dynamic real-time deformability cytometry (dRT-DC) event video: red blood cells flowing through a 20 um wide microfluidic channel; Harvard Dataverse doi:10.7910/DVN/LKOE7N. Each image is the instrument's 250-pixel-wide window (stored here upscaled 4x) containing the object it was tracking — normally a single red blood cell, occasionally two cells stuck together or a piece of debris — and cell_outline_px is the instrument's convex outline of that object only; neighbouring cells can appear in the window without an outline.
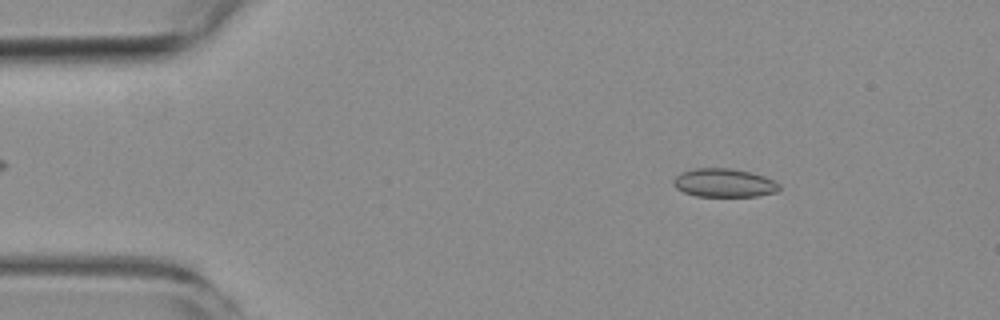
{"species": "common noctule bat (a hibernating species)", "species_latin": "Nyctalus noctula", "temperature_condition": "room temperature", "stored_images_in_passage": 4, "camera_frame_rate_fps": 3000, "um_per_image_px": 0.085, "animal": {"sex": "female", "body_mass_g": 19.3, "forearm_length_mm": 54.1}, "frame": {"image": 1, "passage_image": 1, "time_ms": 0.0, "image_size_px": [1000, 320], "cell_outline_px": [[780, 188], [776, 192], [756, 196], [696, 196], [684, 192], [676, 188], [672, 184], [672, 180], [680, 172], [696, 168], [728, 168], [748, 172], [764, 176], [780, 184]], "centroid_in_image_um": [61.51, 15.54], "position_along_channel_um": 23.5, "area_um2": 17.51}}
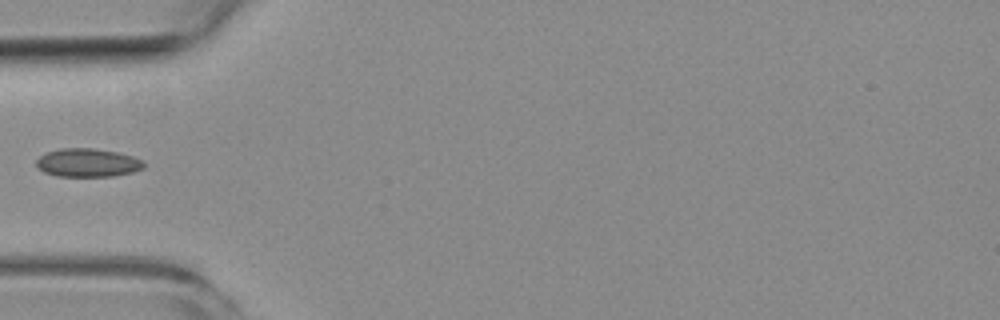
{"frame": {"image": 2, "passage_image": 4, "time_ms": 3.333, "image_size_px": [1000, 320], "cell_outline_px": [[144, 168], [132, 172], [112, 176], [56, 176], [44, 172], [36, 168], [36, 160], [40, 156], [48, 152], [60, 148], [92, 148], [116, 152], [132, 156], [140, 160], [144, 164]], "centroid_in_image_um": [7.4, 13.83], "position_along_channel_um": 77.6, "area_um2": 17.69}}